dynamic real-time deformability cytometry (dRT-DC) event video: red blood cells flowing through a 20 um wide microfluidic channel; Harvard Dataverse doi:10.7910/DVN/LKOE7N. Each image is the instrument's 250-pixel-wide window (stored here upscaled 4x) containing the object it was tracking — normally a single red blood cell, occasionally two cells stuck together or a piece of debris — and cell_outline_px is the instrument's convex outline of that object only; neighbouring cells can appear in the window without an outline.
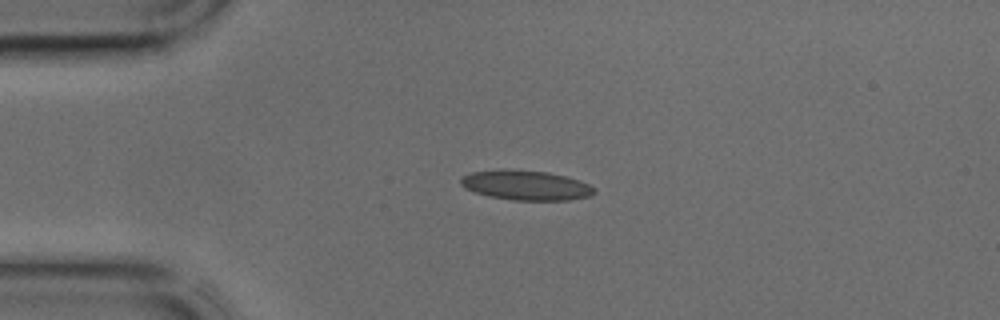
{"species": "common noctule bat (a hibernating species)", "species_latin": "Nyctalus noctula", "temperature_condition": "cold", "stored_images_in_passage": 7, "camera_frame_rate_fps": 3000, "um_per_image_px": 0.085, "animal": {"sex": "male", "body_mass_g": 17.9, "forearm_length_mm": 54.2}, "frame": {"image": 1, "passage_image": 7, "time_ms": 2.0, "image_size_px": [1000, 320], "cell_outline_px": [[596, 192], [588, 196], [568, 200], [512, 200], [488, 196], [476, 192], [460, 184], [460, 180], [464, 176], [472, 172], [500, 168], [504, 168], [548, 172], [580, 180], [596, 188]], "centroid_in_image_um": [44.71, 15.73], "position_along_channel_um": 40.3, "area_um2": 23.18}}